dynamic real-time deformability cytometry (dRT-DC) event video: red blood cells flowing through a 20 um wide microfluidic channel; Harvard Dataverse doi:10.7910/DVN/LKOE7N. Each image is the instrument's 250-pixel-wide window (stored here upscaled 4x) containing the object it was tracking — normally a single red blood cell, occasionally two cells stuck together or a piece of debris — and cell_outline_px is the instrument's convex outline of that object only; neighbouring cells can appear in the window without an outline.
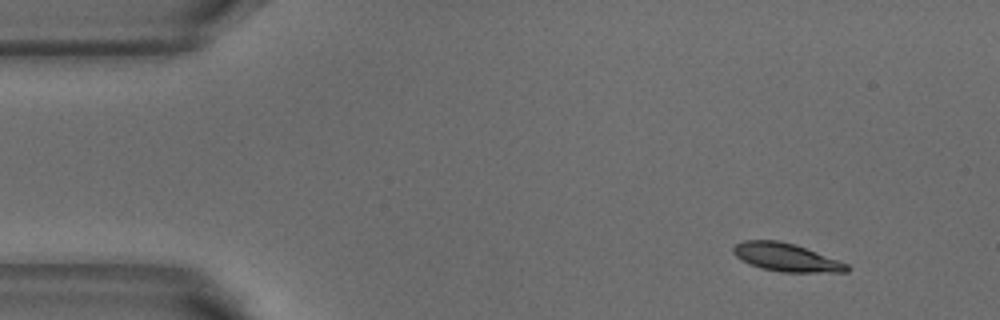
{"species": "common noctule bat (a hibernating species)", "species_latin": "Nyctalus noctula", "temperature_condition": "warm", "stored_images_in_passage": 4, "camera_frame_rate_fps": 3000, "um_per_image_px": 0.085, "animal": {"sex": "male", "body_mass_g": 18.8}, "frame": {"image": 1, "passage_image": 1, "time_ms": 0.0, "image_size_px": [1000, 320], "cell_outline_px": [[852, 268], [848, 272], [780, 272], [760, 268], [740, 260], [732, 252], [732, 248], [736, 244], [744, 240], [776, 240], [796, 244], [848, 264]], "centroid_in_image_um": [66.82, 21.88], "position_along_channel_um": 18.2, "area_um2": 18.73}}
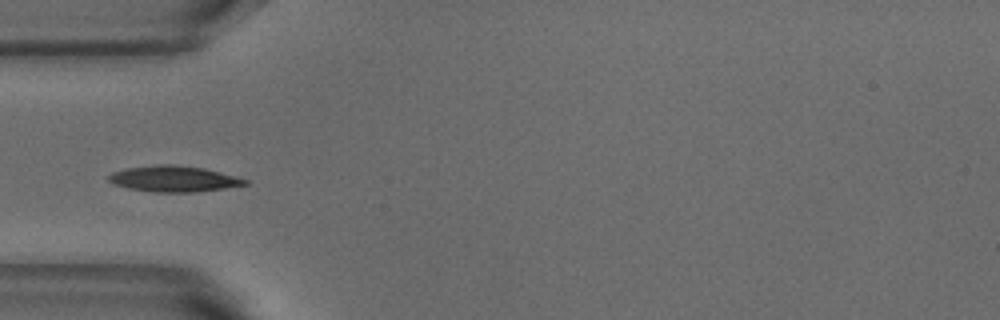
{"frame": {"image": 2, "passage_image": 4, "time_ms": 1.0, "image_size_px": [1000, 320], "cell_outline_px": [[248, 184], [224, 188], [196, 192], [156, 192], [128, 188], [112, 184], [108, 180], [108, 176], [112, 172], [124, 168], [156, 164], [176, 164], [204, 168], [236, 176], [248, 180]], "centroid_in_image_um": [14.74, 15.19], "position_along_channel_um": 70.3, "area_um2": 20.75}}